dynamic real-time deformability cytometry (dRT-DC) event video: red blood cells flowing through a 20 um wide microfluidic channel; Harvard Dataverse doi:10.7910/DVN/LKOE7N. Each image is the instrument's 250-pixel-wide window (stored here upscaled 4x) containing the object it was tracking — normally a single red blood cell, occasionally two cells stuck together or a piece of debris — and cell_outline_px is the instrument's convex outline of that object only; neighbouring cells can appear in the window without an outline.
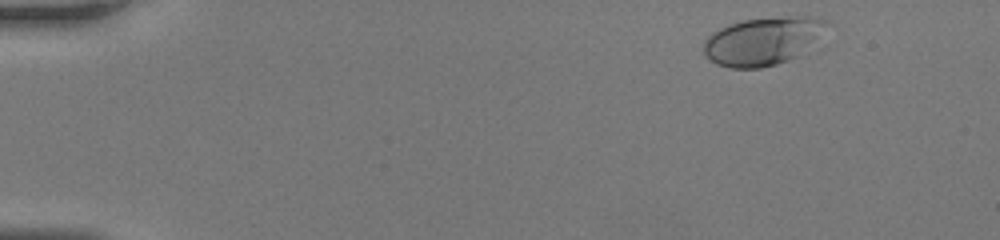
{"species": "human", "species_latin": "Homo sapiens", "temperature_condition": "room temperature", "stored_images_in_passage": 42, "camera_frame_rate_fps": 3000, "um_per_image_px": 0.085, "donor": {"sex": "female"}, "frame": {"image": 1, "passage_image": 2, "time_ms": 0.333, "image_size_px": [1000, 240], "cell_outline_px": [[828, 24], [796, 56], [788, 60], [776, 64], [760, 68], [732, 68], [716, 64], [704, 52], [704, 40], [712, 32], [728, 24], [744, 20], [808, 16], [824, 20]], "centroid_in_image_um": [64.72, 3.5], "position_along_channel_um": 20.3, "area_um2": 33.12}}
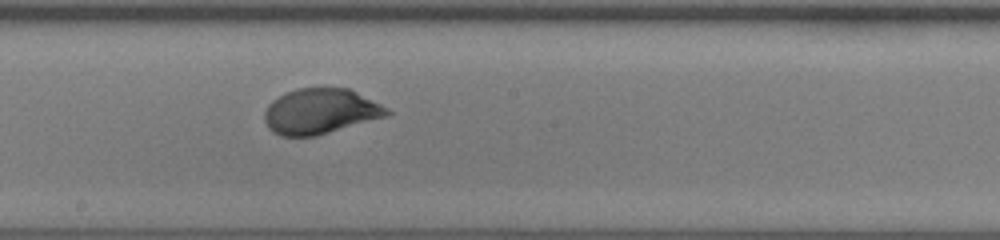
{"frame": {"image": 2, "passage_image": 23, "time_ms": 7.333, "image_size_px": [1000, 240], "cell_outline_px": [[392, 112], [388, 116], [316, 136], [280, 136], [272, 132], [268, 128], [264, 120], [264, 112], [268, 104], [272, 100], [284, 92], [296, 88], [348, 88], [388, 108]], "centroid_in_image_um": [27.2, 9.47], "position_along_channel_um": 221.0, "area_um2": 32.54}}
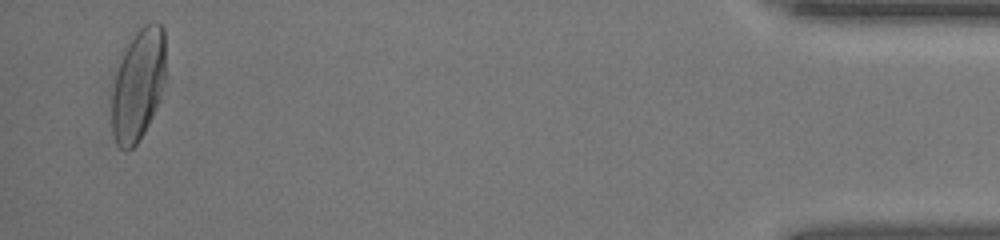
{"frame": {"image": 3, "passage_image": 41, "time_ms": 13.333, "image_size_px": [1000, 240], "cell_outline_px": [[164, 80], [160, 96], [152, 116], [144, 132], [136, 144], [128, 152], [124, 152], [116, 144], [112, 132], [112, 92], [116, 76], [124, 48], [132, 36], [144, 24], [152, 20], [156, 20], [164, 28]], "centroid_in_image_um": [11.73, 7.2], "position_along_channel_um": 423.5, "area_um2": 35.03}}